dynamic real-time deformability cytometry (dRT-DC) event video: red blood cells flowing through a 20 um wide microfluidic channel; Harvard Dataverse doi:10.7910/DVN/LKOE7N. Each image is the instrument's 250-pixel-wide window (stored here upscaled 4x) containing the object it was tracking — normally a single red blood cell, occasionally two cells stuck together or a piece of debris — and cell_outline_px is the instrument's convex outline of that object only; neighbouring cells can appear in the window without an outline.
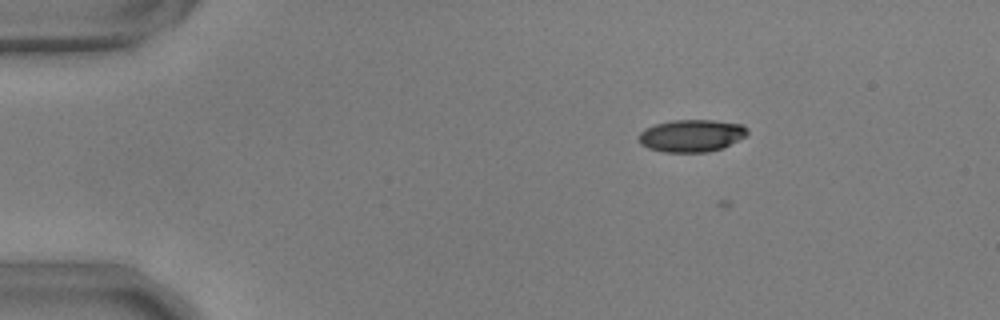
{"species": "common noctule bat (a hibernating species)", "species_latin": "Nyctalus noctula", "temperature_condition": "warm", "stored_images_in_passage": 6, "camera_frame_rate_fps": 3000, "um_per_image_px": 0.085, "animal": {"sex": "male", "body_mass_g": 17.9, "forearm_length_mm": 54.2}, "frame": {"image": 1, "passage_image": 5, "time_ms": 1.333, "image_size_px": [1000, 320], "cell_outline_px": [[748, 136], [720, 148], [708, 152], [664, 152], [648, 148], [640, 144], [636, 136], [644, 128], [656, 124], [672, 120], [716, 120], [744, 124], [748, 128]], "centroid_in_image_um": [58.77, 11.52], "position_along_channel_um": 26.2, "area_um2": 20.75}}